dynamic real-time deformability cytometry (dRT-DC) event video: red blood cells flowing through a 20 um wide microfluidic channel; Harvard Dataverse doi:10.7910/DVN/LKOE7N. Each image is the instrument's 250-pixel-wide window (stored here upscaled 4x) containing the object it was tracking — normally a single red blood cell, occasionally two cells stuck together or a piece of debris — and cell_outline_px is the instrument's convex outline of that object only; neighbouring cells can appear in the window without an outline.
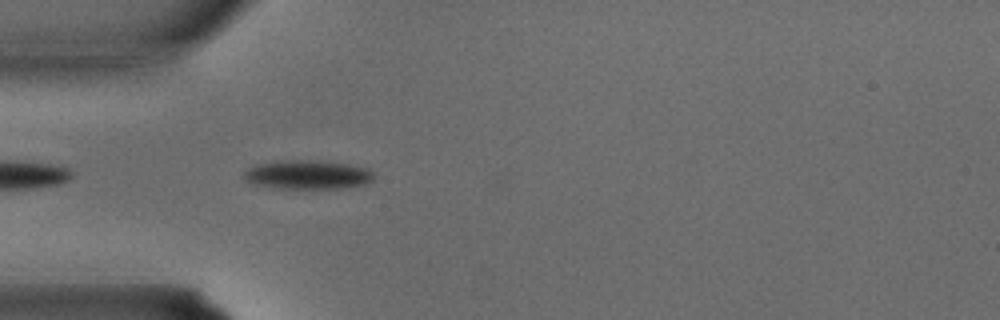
{"species": "common noctule bat (a hibernating species)", "species_latin": "Nyctalus noctula", "temperature_condition": "warm", "stored_images_in_passage": 17, "camera_frame_rate_fps": 3000, "um_per_image_px": 0.085, "animal": {"sex": "male", "body_mass_g": 15.6}, "frame": {"image": 1, "passage_image": 3, "time_ms": 0.667, "image_size_px": [1000, 320], "cell_outline_px": [[376, 176], [372, 180], [364, 184], [344, 188], [276, 188], [252, 184], [244, 180], [244, 172], [248, 168], [256, 164], [284, 160], [312, 160], [348, 164], [368, 168]], "centroid_in_image_um": [26.13, 14.85], "position_along_channel_um": 58.9, "area_um2": 21.96}}
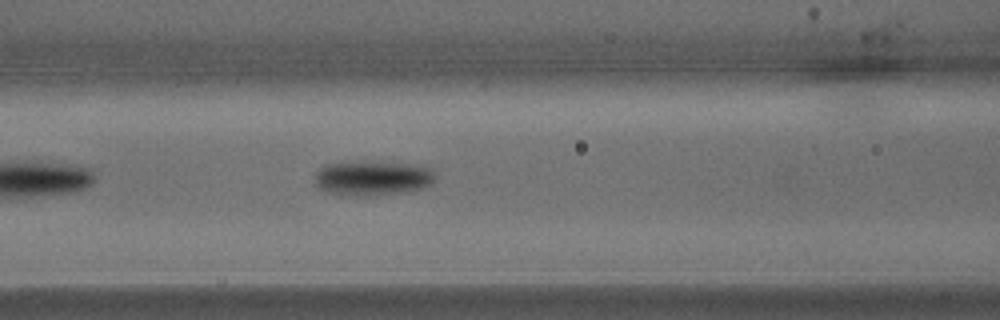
{"frame": {"image": 2, "passage_image": 7, "time_ms": 2.0, "image_size_px": [1000, 320], "cell_outline_px": [[436, 176], [432, 184], [420, 188], [404, 192], [368, 196], [352, 196], [324, 192], [316, 184], [316, 172], [324, 164], [420, 164], [432, 168]], "centroid_in_image_um": [31.71, 15.18], "position_along_channel_um": 134.9, "area_um2": 23.7}}
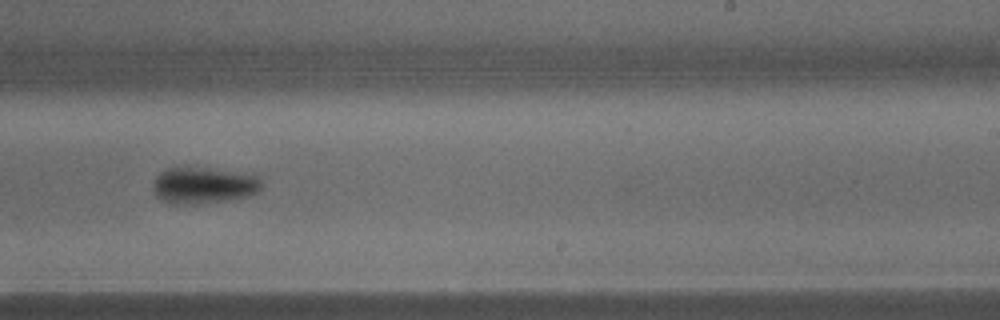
{"frame": {"image": 3, "passage_image": 14, "time_ms": 4.333, "image_size_px": [1000, 320], "cell_outline_px": [[264, 184], [256, 192], [248, 196], [228, 200], [196, 204], [176, 204], [164, 200], [156, 196], [152, 188], [152, 180], [160, 172], [168, 168], [208, 168], [260, 172]], "centroid_in_image_um": [17.41, 15.72], "position_along_channel_um": 271.6, "area_um2": 23.81}}